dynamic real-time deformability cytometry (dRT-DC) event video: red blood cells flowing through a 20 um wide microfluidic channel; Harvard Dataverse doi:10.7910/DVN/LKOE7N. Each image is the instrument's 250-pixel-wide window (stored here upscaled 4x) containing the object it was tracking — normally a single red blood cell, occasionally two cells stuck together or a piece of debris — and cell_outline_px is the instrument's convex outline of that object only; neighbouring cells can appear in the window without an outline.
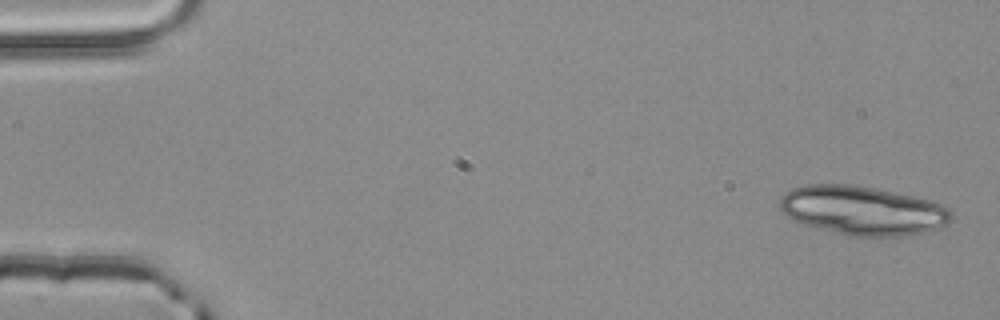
{"species": "common noctule bat (a hibernating species)", "species_latin": "Nyctalus noctula", "temperature_condition": "room temperature", "stored_images_in_passage": 3, "camera_frame_rate_fps": 3000, "um_per_image_px": 0.085, "animal": {"sex": "male", "body_mass_g": 20.4}, "frame": {"image": 1, "passage_image": 1, "time_ms": 0.0, "image_size_px": [1000, 320], "cell_outline_px": [[952, 220], [948, 224], [940, 228], [924, 232], [904, 236], [852, 236], [804, 224], [792, 220], [780, 208], [780, 196], [784, 192], [792, 188], [804, 184], [852, 184], [876, 188], [912, 196], [944, 204], [952, 212]], "centroid_in_image_um": [73.34, 17.88], "position_along_channel_um": 11.7, "area_um2": 49.13}}